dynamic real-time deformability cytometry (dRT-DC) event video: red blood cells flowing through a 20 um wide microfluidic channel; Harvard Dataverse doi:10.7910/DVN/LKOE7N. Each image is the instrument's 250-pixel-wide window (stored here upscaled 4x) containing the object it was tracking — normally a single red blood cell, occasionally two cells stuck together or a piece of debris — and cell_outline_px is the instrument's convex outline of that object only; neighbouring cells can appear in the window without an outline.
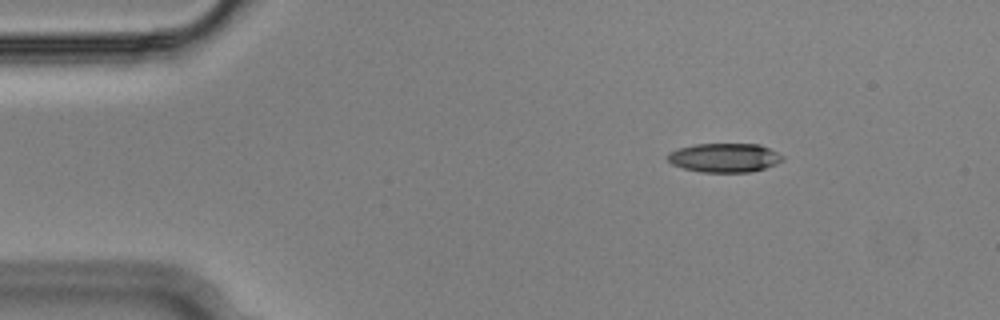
{"species": "Egyptian fruit bat (a non-hibernating species)", "species_latin": "Rousettus aegyptiacus", "temperature_condition": "cold", "stored_images_in_passage": 48, "camera_frame_rate_fps": 3000, "um_per_image_px": 0.085, "animal": {"sex": "male"}, "frame": {"image": 1, "passage_image": 1, "time_ms": 0.0, "image_size_px": [1000, 320], "cell_outline_px": [[784, 160], [776, 164], [752, 172], [700, 172], [684, 168], [672, 164], [668, 160], [668, 152], [680, 148], [696, 144], [760, 144], [784, 156]], "centroid_in_image_um": [61.6, 13.41], "position_along_channel_um": 23.4, "area_um2": 19.36}}
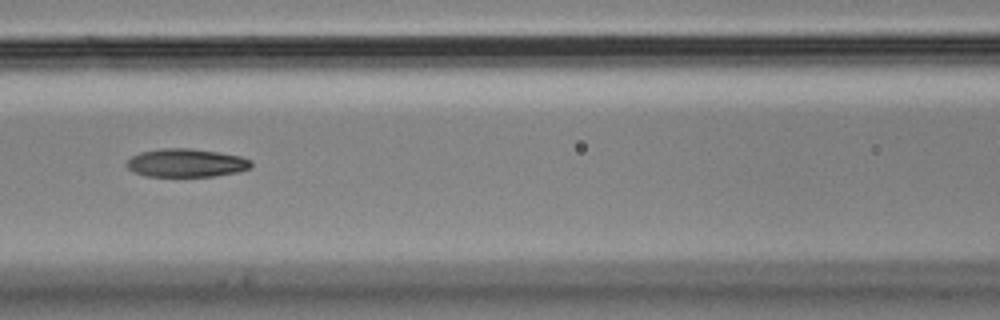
{"frame": {"image": 2, "passage_image": 17, "time_ms": 5.333, "image_size_px": [1000, 320], "cell_outline_px": [[252, 164], [248, 168], [240, 172], [216, 176], [144, 176], [128, 168], [128, 160], [132, 156], [140, 152], [160, 148], [192, 148], [240, 156], [252, 160]], "centroid_in_image_um": [15.85, 13.84], "position_along_channel_um": 150.7, "area_um2": 20.46}}
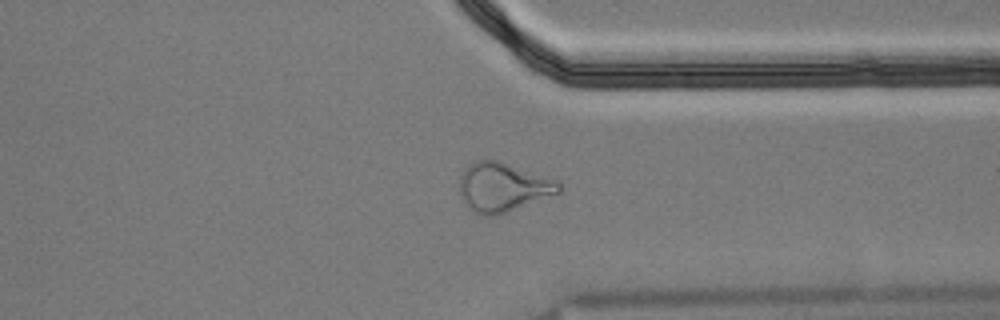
{"frame": {"image": 3, "passage_image": 35, "time_ms": 11.333, "image_size_px": [1000, 320], "cell_outline_px": [[560, 192], [496, 216], [484, 216], [468, 208], [460, 192], [460, 176], [464, 168], [468, 164], [480, 160], [496, 160], [560, 180]], "centroid_in_image_um": [42.75, 15.9], "position_along_channel_um": 368.7, "area_um2": 28.21}, "authors_computed_cell_mechanics": {"area_um2": 21.1259, "velocity_mm_per_s": 3.6455, "shape_relaxation_time_tau1_ms": 7.8859, "shape_relaxation_time_tau2_ms": 4.5001, "deformation_change_tau1": 0.2321, "deformation_change_tau2": 0.1342}}